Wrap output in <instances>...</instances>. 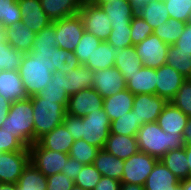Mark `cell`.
Masks as SVG:
<instances>
[{
  "label": "cell",
  "instance_id": "1",
  "mask_svg": "<svg viewBox=\"0 0 191 190\" xmlns=\"http://www.w3.org/2000/svg\"><path fill=\"white\" fill-rule=\"evenodd\" d=\"M62 124L75 140L83 139L100 149L104 148L111 127V121L103 108L81 118L66 113Z\"/></svg>",
  "mask_w": 191,
  "mask_h": 190
},
{
  "label": "cell",
  "instance_id": "2",
  "mask_svg": "<svg viewBox=\"0 0 191 190\" xmlns=\"http://www.w3.org/2000/svg\"><path fill=\"white\" fill-rule=\"evenodd\" d=\"M139 151L161 159L168 151L185 146L182 134L163 131L156 123H145L137 132Z\"/></svg>",
  "mask_w": 191,
  "mask_h": 190
},
{
  "label": "cell",
  "instance_id": "3",
  "mask_svg": "<svg viewBox=\"0 0 191 190\" xmlns=\"http://www.w3.org/2000/svg\"><path fill=\"white\" fill-rule=\"evenodd\" d=\"M34 120L31 97L11 103L7 118L1 129L12 133L26 147L34 144Z\"/></svg>",
  "mask_w": 191,
  "mask_h": 190
},
{
  "label": "cell",
  "instance_id": "4",
  "mask_svg": "<svg viewBox=\"0 0 191 190\" xmlns=\"http://www.w3.org/2000/svg\"><path fill=\"white\" fill-rule=\"evenodd\" d=\"M34 120V143L63 123L66 108L58 100L31 97Z\"/></svg>",
  "mask_w": 191,
  "mask_h": 190
},
{
  "label": "cell",
  "instance_id": "5",
  "mask_svg": "<svg viewBox=\"0 0 191 190\" xmlns=\"http://www.w3.org/2000/svg\"><path fill=\"white\" fill-rule=\"evenodd\" d=\"M18 72L28 97L35 96L44 89L52 80L53 73L30 53H24Z\"/></svg>",
  "mask_w": 191,
  "mask_h": 190
},
{
  "label": "cell",
  "instance_id": "6",
  "mask_svg": "<svg viewBox=\"0 0 191 190\" xmlns=\"http://www.w3.org/2000/svg\"><path fill=\"white\" fill-rule=\"evenodd\" d=\"M30 54L46 65L51 72L61 71L67 74L81 64L73 51L62 48L32 47Z\"/></svg>",
  "mask_w": 191,
  "mask_h": 190
},
{
  "label": "cell",
  "instance_id": "7",
  "mask_svg": "<svg viewBox=\"0 0 191 190\" xmlns=\"http://www.w3.org/2000/svg\"><path fill=\"white\" fill-rule=\"evenodd\" d=\"M30 162L46 177L61 173L69 154L45 149L38 141L30 147Z\"/></svg>",
  "mask_w": 191,
  "mask_h": 190
},
{
  "label": "cell",
  "instance_id": "8",
  "mask_svg": "<svg viewBox=\"0 0 191 190\" xmlns=\"http://www.w3.org/2000/svg\"><path fill=\"white\" fill-rule=\"evenodd\" d=\"M159 159L138 151L127 160H124L123 177L121 183L143 185L148 175L152 172Z\"/></svg>",
  "mask_w": 191,
  "mask_h": 190
},
{
  "label": "cell",
  "instance_id": "9",
  "mask_svg": "<svg viewBox=\"0 0 191 190\" xmlns=\"http://www.w3.org/2000/svg\"><path fill=\"white\" fill-rule=\"evenodd\" d=\"M57 38V47L67 51H75L83 33L85 32L79 14L54 21Z\"/></svg>",
  "mask_w": 191,
  "mask_h": 190
},
{
  "label": "cell",
  "instance_id": "10",
  "mask_svg": "<svg viewBox=\"0 0 191 190\" xmlns=\"http://www.w3.org/2000/svg\"><path fill=\"white\" fill-rule=\"evenodd\" d=\"M30 163V149L0 153V180L2 183L17 184L23 170Z\"/></svg>",
  "mask_w": 191,
  "mask_h": 190
},
{
  "label": "cell",
  "instance_id": "11",
  "mask_svg": "<svg viewBox=\"0 0 191 190\" xmlns=\"http://www.w3.org/2000/svg\"><path fill=\"white\" fill-rule=\"evenodd\" d=\"M78 14L82 19L85 31L101 41H107L112 30L111 21L99 5L80 7Z\"/></svg>",
  "mask_w": 191,
  "mask_h": 190
},
{
  "label": "cell",
  "instance_id": "12",
  "mask_svg": "<svg viewBox=\"0 0 191 190\" xmlns=\"http://www.w3.org/2000/svg\"><path fill=\"white\" fill-rule=\"evenodd\" d=\"M169 44L164 43L156 35H149L144 41L134 45L143 66L158 69L166 64Z\"/></svg>",
  "mask_w": 191,
  "mask_h": 190
},
{
  "label": "cell",
  "instance_id": "13",
  "mask_svg": "<svg viewBox=\"0 0 191 190\" xmlns=\"http://www.w3.org/2000/svg\"><path fill=\"white\" fill-rule=\"evenodd\" d=\"M167 103L164 98L156 94L134 95L132 111L137 117L139 126H143L145 123L156 122Z\"/></svg>",
  "mask_w": 191,
  "mask_h": 190
},
{
  "label": "cell",
  "instance_id": "14",
  "mask_svg": "<svg viewBox=\"0 0 191 190\" xmlns=\"http://www.w3.org/2000/svg\"><path fill=\"white\" fill-rule=\"evenodd\" d=\"M103 108V97L93 88L78 91L69 97L66 113L84 117Z\"/></svg>",
  "mask_w": 191,
  "mask_h": 190
},
{
  "label": "cell",
  "instance_id": "15",
  "mask_svg": "<svg viewBox=\"0 0 191 190\" xmlns=\"http://www.w3.org/2000/svg\"><path fill=\"white\" fill-rule=\"evenodd\" d=\"M126 80L115 67L93 71V89L102 97L107 98L125 90Z\"/></svg>",
  "mask_w": 191,
  "mask_h": 190
},
{
  "label": "cell",
  "instance_id": "16",
  "mask_svg": "<svg viewBox=\"0 0 191 190\" xmlns=\"http://www.w3.org/2000/svg\"><path fill=\"white\" fill-rule=\"evenodd\" d=\"M186 78L173 67L164 64L156 69V95L170 102Z\"/></svg>",
  "mask_w": 191,
  "mask_h": 190
},
{
  "label": "cell",
  "instance_id": "17",
  "mask_svg": "<svg viewBox=\"0 0 191 190\" xmlns=\"http://www.w3.org/2000/svg\"><path fill=\"white\" fill-rule=\"evenodd\" d=\"M22 19L21 22L36 34L51 24V20L41 7L40 0H17Z\"/></svg>",
  "mask_w": 191,
  "mask_h": 190
},
{
  "label": "cell",
  "instance_id": "18",
  "mask_svg": "<svg viewBox=\"0 0 191 190\" xmlns=\"http://www.w3.org/2000/svg\"><path fill=\"white\" fill-rule=\"evenodd\" d=\"M35 33L22 22L3 29L2 37L18 51L30 53L34 43Z\"/></svg>",
  "mask_w": 191,
  "mask_h": 190
},
{
  "label": "cell",
  "instance_id": "19",
  "mask_svg": "<svg viewBox=\"0 0 191 190\" xmlns=\"http://www.w3.org/2000/svg\"><path fill=\"white\" fill-rule=\"evenodd\" d=\"M180 180L159 160L144 184L145 190H176Z\"/></svg>",
  "mask_w": 191,
  "mask_h": 190
},
{
  "label": "cell",
  "instance_id": "20",
  "mask_svg": "<svg viewBox=\"0 0 191 190\" xmlns=\"http://www.w3.org/2000/svg\"><path fill=\"white\" fill-rule=\"evenodd\" d=\"M156 69L141 67V69L126 79V87L133 94H156Z\"/></svg>",
  "mask_w": 191,
  "mask_h": 190
},
{
  "label": "cell",
  "instance_id": "21",
  "mask_svg": "<svg viewBox=\"0 0 191 190\" xmlns=\"http://www.w3.org/2000/svg\"><path fill=\"white\" fill-rule=\"evenodd\" d=\"M188 118L179 108L168 102L157 118L156 123L165 132L183 135Z\"/></svg>",
  "mask_w": 191,
  "mask_h": 190
},
{
  "label": "cell",
  "instance_id": "22",
  "mask_svg": "<svg viewBox=\"0 0 191 190\" xmlns=\"http://www.w3.org/2000/svg\"><path fill=\"white\" fill-rule=\"evenodd\" d=\"M0 95L12 103L29 98L18 71H0Z\"/></svg>",
  "mask_w": 191,
  "mask_h": 190
},
{
  "label": "cell",
  "instance_id": "23",
  "mask_svg": "<svg viewBox=\"0 0 191 190\" xmlns=\"http://www.w3.org/2000/svg\"><path fill=\"white\" fill-rule=\"evenodd\" d=\"M104 149L121 160H127L139 151L137 137L110 133Z\"/></svg>",
  "mask_w": 191,
  "mask_h": 190
},
{
  "label": "cell",
  "instance_id": "24",
  "mask_svg": "<svg viewBox=\"0 0 191 190\" xmlns=\"http://www.w3.org/2000/svg\"><path fill=\"white\" fill-rule=\"evenodd\" d=\"M38 142L45 149L69 154L75 139L72 137L69 129H66V127L61 124L41 137Z\"/></svg>",
  "mask_w": 191,
  "mask_h": 190
},
{
  "label": "cell",
  "instance_id": "25",
  "mask_svg": "<svg viewBox=\"0 0 191 190\" xmlns=\"http://www.w3.org/2000/svg\"><path fill=\"white\" fill-rule=\"evenodd\" d=\"M100 7L108 15L112 28L120 25L128 26L132 18L136 15L128 0L108 1L101 4Z\"/></svg>",
  "mask_w": 191,
  "mask_h": 190
},
{
  "label": "cell",
  "instance_id": "26",
  "mask_svg": "<svg viewBox=\"0 0 191 190\" xmlns=\"http://www.w3.org/2000/svg\"><path fill=\"white\" fill-rule=\"evenodd\" d=\"M134 95L126 88L103 99V109L110 121L125 115L133 108Z\"/></svg>",
  "mask_w": 191,
  "mask_h": 190
},
{
  "label": "cell",
  "instance_id": "27",
  "mask_svg": "<svg viewBox=\"0 0 191 190\" xmlns=\"http://www.w3.org/2000/svg\"><path fill=\"white\" fill-rule=\"evenodd\" d=\"M93 165L102 176H107L121 182L123 177L124 160L115 157L103 148L98 151Z\"/></svg>",
  "mask_w": 191,
  "mask_h": 190
},
{
  "label": "cell",
  "instance_id": "28",
  "mask_svg": "<svg viewBox=\"0 0 191 190\" xmlns=\"http://www.w3.org/2000/svg\"><path fill=\"white\" fill-rule=\"evenodd\" d=\"M40 3L51 22L75 16L80 10L77 0H40Z\"/></svg>",
  "mask_w": 191,
  "mask_h": 190
},
{
  "label": "cell",
  "instance_id": "29",
  "mask_svg": "<svg viewBox=\"0 0 191 190\" xmlns=\"http://www.w3.org/2000/svg\"><path fill=\"white\" fill-rule=\"evenodd\" d=\"M66 77L61 71H54L52 73V80L40 90L37 95L32 97H40L44 100H58V103L67 108L69 95L66 90Z\"/></svg>",
  "mask_w": 191,
  "mask_h": 190
},
{
  "label": "cell",
  "instance_id": "30",
  "mask_svg": "<svg viewBox=\"0 0 191 190\" xmlns=\"http://www.w3.org/2000/svg\"><path fill=\"white\" fill-rule=\"evenodd\" d=\"M65 77V90L69 96L80 90L93 88V71L85 64H80L77 68L70 70Z\"/></svg>",
  "mask_w": 191,
  "mask_h": 190
},
{
  "label": "cell",
  "instance_id": "31",
  "mask_svg": "<svg viewBox=\"0 0 191 190\" xmlns=\"http://www.w3.org/2000/svg\"><path fill=\"white\" fill-rule=\"evenodd\" d=\"M114 67L124 76L125 80L143 67L134 46L116 49Z\"/></svg>",
  "mask_w": 191,
  "mask_h": 190
},
{
  "label": "cell",
  "instance_id": "32",
  "mask_svg": "<svg viewBox=\"0 0 191 190\" xmlns=\"http://www.w3.org/2000/svg\"><path fill=\"white\" fill-rule=\"evenodd\" d=\"M154 30L170 18L164 0H150L136 13Z\"/></svg>",
  "mask_w": 191,
  "mask_h": 190
},
{
  "label": "cell",
  "instance_id": "33",
  "mask_svg": "<svg viewBox=\"0 0 191 190\" xmlns=\"http://www.w3.org/2000/svg\"><path fill=\"white\" fill-rule=\"evenodd\" d=\"M160 161L181 181L190 178L184 147L168 151Z\"/></svg>",
  "mask_w": 191,
  "mask_h": 190
},
{
  "label": "cell",
  "instance_id": "34",
  "mask_svg": "<svg viewBox=\"0 0 191 190\" xmlns=\"http://www.w3.org/2000/svg\"><path fill=\"white\" fill-rule=\"evenodd\" d=\"M116 49L107 41L101 44L92 53L85 65L92 71L114 67Z\"/></svg>",
  "mask_w": 191,
  "mask_h": 190
},
{
  "label": "cell",
  "instance_id": "35",
  "mask_svg": "<svg viewBox=\"0 0 191 190\" xmlns=\"http://www.w3.org/2000/svg\"><path fill=\"white\" fill-rule=\"evenodd\" d=\"M46 186L47 177L30 162L18 179L16 190H46Z\"/></svg>",
  "mask_w": 191,
  "mask_h": 190
},
{
  "label": "cell",
  "instance_id": "36",
  "mask_svg": "<svg viewBox=\"0 0 191 190\" xmlns=\"http://www.w3.org/2000/svg\"><path fill=\"white\" fill-rule=\"evenodd\" d=\"M166 64L181 73L186 79L191 76V52L180 51L174 44L167 50Z\"/></svg>",
  "mask_w": 191,
  "mask_h": 190
},
{
  "label": "cell",
  "instance_id": "37",
  "mask_svg": "<svg viewBox=\"0 0 191 190\" xmlns=\"http://www.w3.org/2000/svg\"><path fill=\"white\" fill-rule=\"evenodd\" d=\"M24 53L0 38V71H18Z\"/></svg>",
  "mask_w": 191,
  "mask_h": 190
},
{
  "label": "cell",
  "instance_id": "38",
  "mask_svg": "<svg viewBox=\"0 0 191 190\" xmlns=\"http://www.w3.org/2000/svg\"><path fill=\"white\" fill-rule=\"evenodd\" d=\"M186 23L183 21L169 18L167 22L162 23L160 26L153 30L156 35L164 43L173 45L183 33V28Z\"/></svg>",
  "mask_w": 191,
  "mask_h": 190
},
{
  "label": "cell",
  "instance_id": "39",
  "mask_svg": "<svg viewBox=\"0 0 191 190\" xmlns=\"http://www.w3.org/2000/svg\"><path fill=\"white\" fill-rule=\"evenodd\" d=\"M139 124L135 113L131 110L125 115L111 121L110 133L126 136H136L139 131Z\"/></svg>",
  "mask_w": 191,
  "mask_h": 190
},
{
  "label": "cell",
  "instance_id": "40",
  "mask_svg": "<svg viewBox=\"0 0 191 190\" xmlns=\"http://www.w3.org/2000/svg\"><path fill=\"white\" fill-rule=\"evenodd\" d=\"M99 150L100 148L88 144L85 140L78 139L72 144L69 157L76 159L83 165H90L93 164Z\"/></svg>",
  "mask_w": 191,
  "mask_h": 190
},
{
  "label": "cell",
  "instance_id": "41",
  "mask_svg": "<svg viewBox=\"0 0 191 190\" xmlns=\"http://www.w3.org/2000/svg\"><path fill=\"white\" fill-rule=\"evenodd\" d=\"M22 15L17 0H0V22L2 28L21 22Z\"/></svg>",
  "mask_w": 191,
  "mask_h": 190
},
{
  "label": "cell",
  "instance_id": "42",
  "mask_svg": "<svg viewBox=\"0 0 191 190\" xmlns=\"http://www.w3.org/2000/svg\"><path fill=\"white\" fill-rule=\"evenodd\" d=\"M101 42L102 41L99 38L85 31L74 51L78 61L81 64H85L89 57L92 56V53L95 51V49H97V47L101 44Z\"/></svg>",
  "mask_w": 191,
  "mask_h": 190
},
{
  "label": "cell",
  "instance_id": "43",
  "mask_svg": "<svg viewBox=\"0 0 191 190\" xmlns=\"http://www.w3.org/2000/svg\"><path fill=\"white\" fill-rule=\"evenodd\" d=\"M170 18L188 23L191 20V0H164Z\"/></svg>",
  "mask_w": 191,
  "mask_h": 190
},
{
  "label": "cell",
  "instance_id": "44",
  "mask_svg": "<svg viewBox=\"0 0 191 190\" xmlns=\"http://www.w3.org/2000/svg\"><path fill=\"white\" fill-rule=\"evenodd\" d=\"M101 173L95 168L93 164L84 165L74 180L76 186L81 187L85 190H93L98 184Z\"/></svg>",
  "mask_w": 191,
  "mask_h": 190
},
{
  "label": "cell",
  "instance_id": "45",
  "mask_svg": "<svg viewBox=\"0 0 191 190\" xmlns=\"http://www.w3.org/2000/svg\"><path fill=\"white\" fill-rule=\"evenodd\" d=\"M179 108L185 115L191 117V80L186 79L179 88L174 98L170 101Z\"/></svg>",
  "mask_w": 191,
  "mask_h": 190
},
{
  "label": "cell",
  "instance_id": "46",
  "mask_svg": "<svg viewBox=\"0 0 191 190\" xmlns=\"http://www.w3.org/2000/svg\"><path fill=\"white\" fill-rule=\"evenodd\" d=\"M107 42L111 44L115 49L133 46L131 40V27L120 25L112 28Z\"/></svg>",
  "mask_w": 191,
  "mask_h": 190
},
{
  "label": "cell",
  "instance_id": "47",
  "mask_svg": "<svg viewBox=\"0 0 191 190\" xmlns=\"http://www.w3.org/2000/svg\"><path fill=\"white\" fill-rule=\"evenodd\" d=\"M131 40L132 45H136L144 41L149 35L153 34L152 28L139 15H135L131 22Z\"/></svg>",
  "mask_w": 191,
  "mask_h": 190
},
{
  "label": "cell",
  "instance_id": "48",
  "mask_svg": "<svg viewBox=\"0 0 191 190\" xmlns=\"http://www.w3.org/2000/svg\"><path fill=\"white\" fill-rule=\"evenodd\" d=\"M57 36L54 27V21L47 27L43 28L40 32L36 33L34 37L33 47H57Z\"/></svg>",
  "mask_w": 191,
  "mask_h": 190
},
{
  "label": "cell",
  "instance_id": "49",
  "mask_svg": "<svg viewBox=\"0 0 191 190\" xmlns=\"http://www.w3.org/2000/svg\"><path fill=\"white\" fill-rule=\"evenodd\" d=\"M25 148L26 146L17 137L0 127V153L21 151Z\"/></svg>",
  "mask_w": 191,
  "mask_h": 190
},
{
  "label": "cell",
  "instance_id": "50",
  "mask_svg": "<svg viewBox=\"0 0 191 190\" xmlns=\"http://www.w3.org/2000/svg\"><path fill=\"white\" fill-rule=\"evenodd\" d=\"M74 186V180L69 179L62 172L47 176L46 190H71Z\"/></svg>",
  "mask_w": 191,
  "mask_h": 190
},
{
  "label": "cell",
  "instance_id": "51",
  "mask_svg": "<svg viewBox=\"0 0 191 190\" xmlns=\"http://www.w3.org/2000/svg\"><path fill=\"white\" fill-rule=\"evenodd\" d=\"M180 51L191 52V20L186 23L183 33L174 44Z\"/></svg>",
  "mask_w": 191,
  "mask_h": 190
},
{
  "label": "cell",
  "instance_id": "52",
  "mask_svg": "<svg viewBox=\"0 0 191 190\" xmlns=\"http://www.w3.org/2000/svg\"><path fill=\"white\" fill-rule=\"evenodd\" d=\"M83 166L84 165L76 159L69 157L63 166L62 173L65 174L69 179L75 180Z\"/></svg>",
  "mask_w": 191,
  "mask_h": 190
},
{
  "label": "cell",
  "instance_id": "53",
  "mask_svg": "<svg viewBox=\"0 0 191 190\" xmlns=\"http://www.w3.org/2000/svg\"><path fill=\"white\" fill-rule=\"evenodd\" d=\"M120 185V181L102 176L93 190H120Z\"/></svg>",
  "mask_w": 191,
  "mask_h": 190
},
{
  "label": "cell",
  "instance_id": "54",
  "mask_svg": "<svg viewBox=\"0 0 191 190\" xmlns=\"http://www.w3.org/2000/svg\"><path fill=\"white\" fill-rule=\"evenodd\" d=\"M11 103L12 102L0 95V127L8 116Z\"/></svg>",
  "mask_w": 191,
  "mask_h": 190
},
{
  "label": "cell",
  "instance_id": "55",
  "mask_svg": "<svg viewBox=\"0 0 191 190\" xmlns=\"http://www.w3.org/2000/svg\"><path fill=\"white\" fill-rule=\"evenodd\" d=\"M183 140L185 145H191V117L188 118L184 128Z\"/></svg>",
  "mask_w": 191,
  "mask_h": 190
},
{
  "label": "cell",
  "instance_id": "56",
  "mask_svg": "<svg viewBox=\"0 0 191 190\" xmlns=\"http://www.w3.org/2000/svg\"><path fill=\"white\" fill-rule=\"evenodd\" d=\"M133 7V10L138 13L142 7L147 4L150 0H128Z\"/></svg>",
  "mask_w": 191,
  "mask_h": 190
},
{
  "label": "cell",
  "instance_id": "57",
  "mask_svg": "<svg viewBox=\"0 0 191 190\" xmlns=\"http://www.w3.org/2000/svg\"><path fill=\"white\" fill-rule=\"evenodd\" d=\"M120 190H145L143 185L132 183H121Z\"/></svg>",
  "mask_w": 191,
  "mask_h": 190
},
{
  "label": "cell",
  "instance_id": "58",
  "mask_svg": "<svg viewBox=\"0 0 191 190\" xmlns=\"http://www.w3.org/2000/svg\"><path fill=\"white\" fill-rule=\"evenodd\" d=\"M184 149L187 155L188 170L191 178V145H185Z\"/></svg>",
  "mask_w": 191,
  "mask_h": 190
},
{
  "label": "cell",
  "instance_id": "59",
  "mask_svg": "<svg viewBox=\"0 0 191 190\" xmlns=\"http://www.w3.org/2000/svg\"><path fill=\"white\" fill-rule=\"evenodd\" d=\"M80 7L98 5V0H77Z\"/></svg>",
  "mask_w": 191,
  "mask_h": 190
},
{
  "label": "cell",
  "instance_id": "60",
  "mask_svg": "<svg viewBox=\"0 0 191 190\" xmlns=\"http://www.w3.org/2000/svg\"><path fill=\"white\" fill-rule=\"evenodd\" d=\"M180 187L182 190H191V178L181 180Z\"/></svg>",
  "mask_w": 191,
  "mask_h": 190
},
{
  "label": "cell",
  "instance_id": "61",
  "mask_svg": "<svg viewBox=\"0 0 191 190\" xmlns=\"http://www.w3.org/2000/svg\"><path fill=\"white\" fill-rule=\"evenodd\" d=\"M0 190H16V184L14 183H1Z\"/></svg>",
  "mask_w": 191,
  "mask_h": 190
},
{
  "label": "cell",
  "instance_id": "62",
  "mask_svg": "<svg viewBox=\"0 0 191 190\" xmlns=\"http://www.w3.org/2000/svg\"><path fill=\"white\" fill-rule=\"evenodd\" d=\"M108 1H113V0H98V5L100 6L103 3H107Z\"/></svg>",
  "mask_w": 191,
  "mask_h": 190
},
{
  "label": "cell",
  "instance_id": "63",
  "mask_svg": "<svg viewBox=\"0 0 191 190\" xmlns=\"http://www.w3.org/2000/svg\"><path fill=\"white\" fill-rule=\"evenodd\" d=\"M71 190H85V189L75 185Z\"/></svg>",
  "mask_w": 191,
  "mask_h": 190
},
{
  "label": "cell",
  "instance_id": "64",
  "mask_svg": "<svg viewBox=\"0 0 191 190\" xmlns=\"http://www.w3.org/2000/svg\"><path fill=\"white\" fill-rule=\"evenodd\" d=\"M2 34H3V28H2V25H1V22H0V38L2 37Z\"/></svg>",
  "mask_w": 191,
  "mask_h": 190
}]
</instances>
